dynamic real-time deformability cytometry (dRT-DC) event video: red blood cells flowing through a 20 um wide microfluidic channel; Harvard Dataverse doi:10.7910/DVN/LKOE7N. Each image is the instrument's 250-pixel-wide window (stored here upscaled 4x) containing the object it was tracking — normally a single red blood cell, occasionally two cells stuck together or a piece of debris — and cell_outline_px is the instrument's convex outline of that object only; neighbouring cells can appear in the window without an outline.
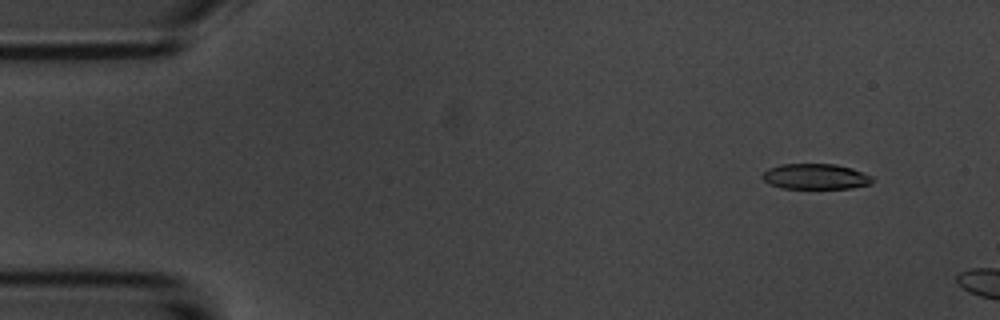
{"species": "common noctule bat (a hibernating species)", "species_latin": "Nyctalus noctula", "temperature_condition": "room temperature", "stored_images_in_passage": 4, "camera_frame_rate_fps": 3000, "um_per_image_px": 0.085, "animal": {"sex": "male", "body_mass_g": 20.1, "forearm_length_mm": 53.5}, "frame": {"image": 1, "passage_image": 2, "time_ms": 1.0, "image_size_px": [1000, 320], "cell_outline_px": [[872, 184], [852, 188], [780, 188], [764, 180], [760, 176], [768, 168], [780, 164], [836, 164], [852, 168], [872, 176]], "centroid_in_image_um": [69.32, 15.0], "position_along_channel_um": 15.7, "area_um2": 16.36}}